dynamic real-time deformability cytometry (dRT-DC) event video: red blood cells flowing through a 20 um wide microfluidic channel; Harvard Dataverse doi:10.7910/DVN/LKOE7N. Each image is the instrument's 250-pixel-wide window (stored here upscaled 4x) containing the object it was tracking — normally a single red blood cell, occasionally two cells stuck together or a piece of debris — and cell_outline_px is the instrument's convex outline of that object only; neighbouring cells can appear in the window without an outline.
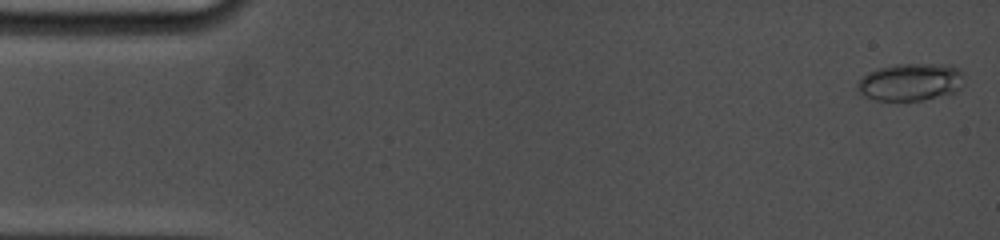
{"species": "common noctule bat (a hibernating species)", "species_latin": "Nyctalus noctula", "temperature_condition": "cold", "stored_images_in_passage": 70, "camera_frame_rate_fps": 5000, "um_per_image_px": 0.085, "animal": {"sex": "female", "body_mass_g": 19.0, "forearm_length_mm": 53.3}, "frame": {"image": 1, "passage_image": 2, "time_ms": 0.2, "image_size_px": [1000, 240], "cell_outline_px": [[964, 84], [956, 92], [920, 100], [872, 100], [864, 96], [856, 88], [856, 84], [868, 72], [876, 68], [896, 64], [948, 64], [960, 68], [964, 72]], "centroid_in_image_um": [77.43, 6.96], "position_along_channel_um": 7.6, "area_um2": 23.58}}
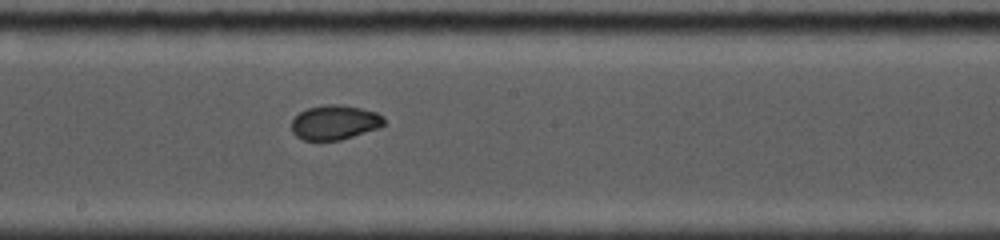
{"frame": {"image": 2, "passage_image": 32, "time_ms": 9.2, "image_size_px": [1000, 240], "cell_outline_px": [[384, 124], [376, 128], [340, 140], [304, 140], [296, 136], [292, 132], [292, 120], [300, 112], [308, 108], [328, 104], [336, 104], [360, 108], [376, 112], [384, 116]], "centroid_in_image_um": [28.43, 10.4], "position_along_channel_um": 219.8, "area_um2": 18.32}}
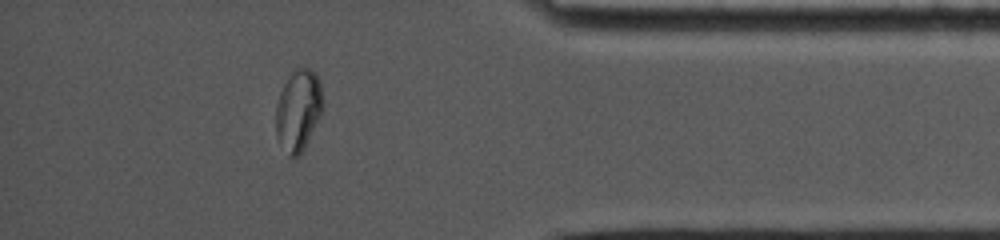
{"frame": {"image": 3, "passage_image": 61, "time_ms": 14.6, "image_size_px": [1000, 240], "cell_outline_px": [[320, 116], [300, 156], [288, 156], [276, 136], [276, 104], [280, 92], [284, 84], [292, 72], [296, 68], [308, 68], [316, 72], [320, 80]], "centroid_in_image_um": [25.32, 9.37], "position_along_channel_um": 409.9, "area_um2": 21.79}, "authors_computed_cell_mechanics": {"area_um2": 19.6809, "velocity_mm_per_s": 3.7951, "shape_relaxation_time_tau1_ms": null, "shape_relaxation_time_tau2_ms": 0.7804, "deformation_change_tau1": null, "deformation_change_tau2": 0.0376}}